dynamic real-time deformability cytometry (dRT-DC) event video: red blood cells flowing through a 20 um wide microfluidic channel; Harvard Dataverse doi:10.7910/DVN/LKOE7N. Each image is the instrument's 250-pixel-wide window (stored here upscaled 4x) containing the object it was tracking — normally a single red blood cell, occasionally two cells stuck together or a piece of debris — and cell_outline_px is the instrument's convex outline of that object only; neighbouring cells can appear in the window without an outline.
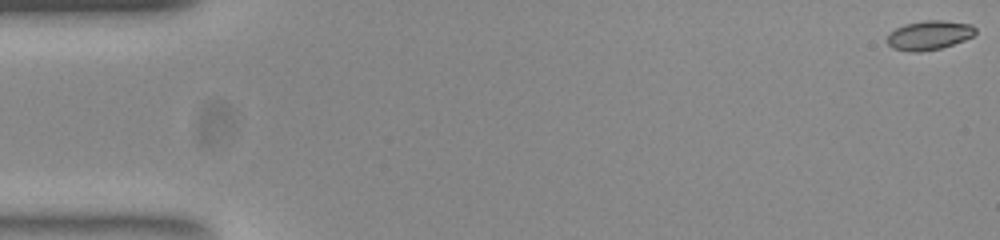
{"species": "common noctule bat (a hibernating species)", "species_latin": "Nyctalus noctula", "temperature_condition": "room temperature", "stored_images_in_passage": 8, "camera_frame_rate_fps": 3000, "um_per_image_px": 0.085, "animal": {"sex": "female", "body_mass_g": 23.0, "forearm_length_mm": 53.4}, "frame": {"image": 1, "passage_image": 1, "time_ms": 0.0, "image_size_px": [1000, 240], "cell_outline_px": [[976, 32], [972, 36], [964, 40], [940, 48], [920, 52], [912, 52], [892, 48], [888, 44], [888, 32], [904, 24], [924, 20], [944, 20], [972, 24], [976, 28]], "centroid_in_image_um": [78.97, 2.98], "position_along_channel_um": 6.0, "area_um2": 15.09}}